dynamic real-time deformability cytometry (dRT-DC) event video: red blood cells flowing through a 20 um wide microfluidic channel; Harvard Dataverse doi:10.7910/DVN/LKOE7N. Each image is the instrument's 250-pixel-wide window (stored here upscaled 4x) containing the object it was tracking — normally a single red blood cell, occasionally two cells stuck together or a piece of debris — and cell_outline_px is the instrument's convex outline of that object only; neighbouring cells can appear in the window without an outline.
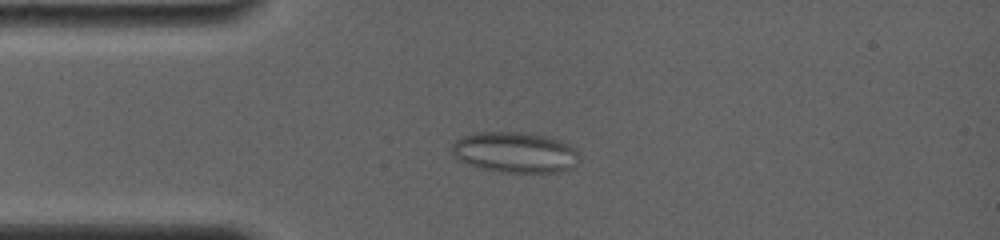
{"species": "common noctule bat (a hibernating species)", "species_latin": "Nyctalus noctula", "temperature_condition": "room temperature", "stored_images_in_passage": 72, "camera_frame_rate_fps": 4000, "um_per_image_px": 0.085, "animal": {"sex": "female", "body_mass_g": 19.0, "forearm_length_mm": 56.7}, "frame": {"image": 1, "passage_image": 4, "time_ms": 0.5, "image_size_px": [1000, 240], "cell_outline_px": [[580, 156], [572, 168], [556, 172], [500, 172], [468, 164], [460, 160], [452, 152], [452, 144], [456, 140], [472, 132], [516, 132], [544, 136], [568, 144], [576, 148]], "centroid_in_image_um": [43.77, 12.95], "position_along_channel_um": 41.2, "area_um2": 29.82}}
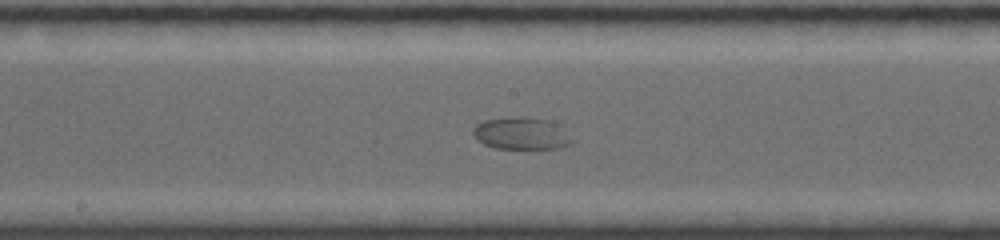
{"frame": {"image": 2, "passage_image": 29, "time_ms": 5.5, "image_size_px": [1000, 240], "cell_outline_px": [[576, 140], [572, 144], [556, 148], [496, 148], [484, 144], [472, 132], [472, 128], [476, 124], [484, 120], [516, 116], [528, 116], [552, 120], [560, 124]], "centroid_in_image_um": [44.41, 11.31], "position_along_channel_um": 203.8, "area_um2": 18.96}}
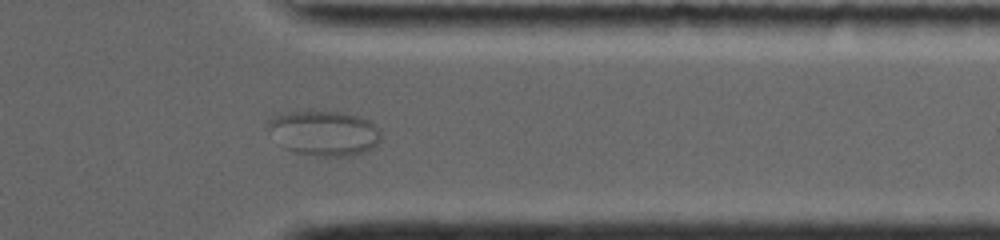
{"frame": {"image": 3, "passage_image": 55, "time_ms": 10.5, "image_size_px": [1000, 240], "cell_outline_px": [[380, 140], [372, 148], [364, 152], [348, 156], [320, 156], [296, 152], [284, 148], [268, 128], [268, 120], [272, 116], [284, 112], [344, 112], [368, 120], [380, 132]], "centroid_in_image_um": [27.54, 11.31], "position_along_channel_um": 383.9, "area_um2": 29.13}}